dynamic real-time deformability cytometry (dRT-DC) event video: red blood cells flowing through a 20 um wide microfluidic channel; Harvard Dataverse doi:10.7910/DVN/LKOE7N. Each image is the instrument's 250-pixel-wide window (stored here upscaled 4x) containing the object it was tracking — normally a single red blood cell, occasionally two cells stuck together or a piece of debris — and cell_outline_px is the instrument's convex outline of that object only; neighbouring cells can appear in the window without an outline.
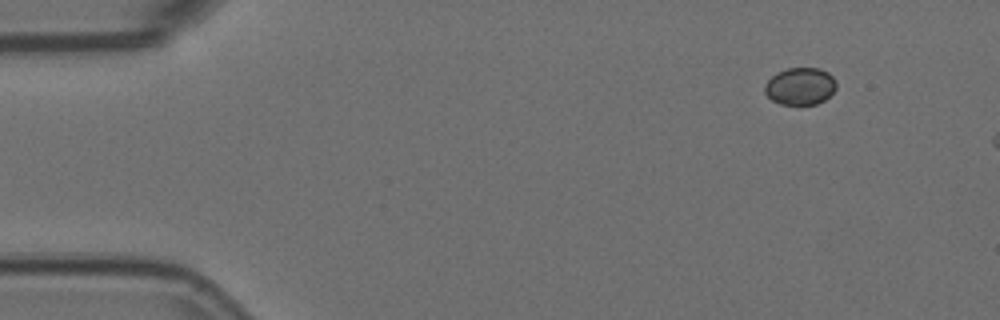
{"species": "Egyptian fruit bat (a non-hibernating species)", "species_latin": "Rousettus aegyptiacus", "temperature_condition": "room temperature", "stored_images_in_passage": 6, "camera_frame_rate_fps": 3000, "um_per_image_px": 0.085, "animal": {"sex": "female"}, "frame": {"image": 1, "passage_image": 1, "time_ms": 0.0, "image_size_px": [1000, 320], "cell_outline_px": [[836, 88], [824, 100], [816, 104], [780, 104], [772, 100], [764, 92], [764, 84], [776, 72], [788, 68], [820, 68], [828, 72], [836, 80]], "centroid_in_image_um": [68.01, 7.32], "position_along_channel_um": 17.0, "area_um2": 15.55}}